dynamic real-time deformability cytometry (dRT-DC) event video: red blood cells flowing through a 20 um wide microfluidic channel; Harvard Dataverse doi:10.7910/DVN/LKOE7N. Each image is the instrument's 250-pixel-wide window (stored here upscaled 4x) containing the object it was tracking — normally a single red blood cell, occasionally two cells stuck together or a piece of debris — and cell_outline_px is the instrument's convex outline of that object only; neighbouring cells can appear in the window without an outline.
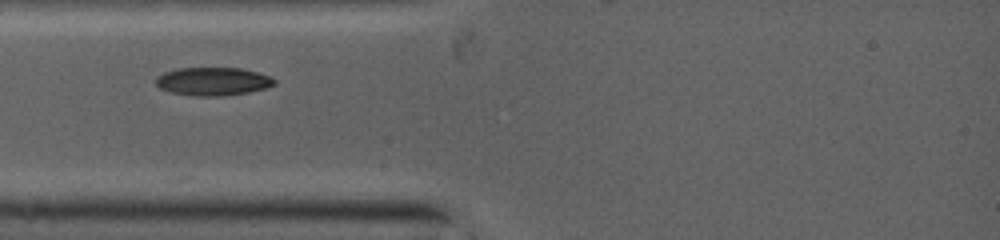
{"species": "common noctule bat (a hibernating species)", "species_latin": "Nyctalus noctula", "temperature_condition": "warm", "stored_images_in_passage": 6, "camera_frame_rate_fps": 5000, "um_per_image_px": 0.085, "animal": {"sex": "female", "body_mass_g": 19.0, "forearm_length_mm": 53.3}, "frame": {"image": 1, "passage_image": 1, "time_ms": 0.0, "image_size_px": [1000, 240], "cell_outline_px": [[276, 84], [264, 88], [248, 92], [220, 96], [196, 96], [172, 92], [160, 88], [156, 84], [156, 76], [164, 72], [180, 68], [240, 68], [256, 72], [268, 76], [276, 80]], "centroid_in_image_um": [18.08, 6.91], "position_along_channel_um": 66.9, "area_um2": 19.25}}
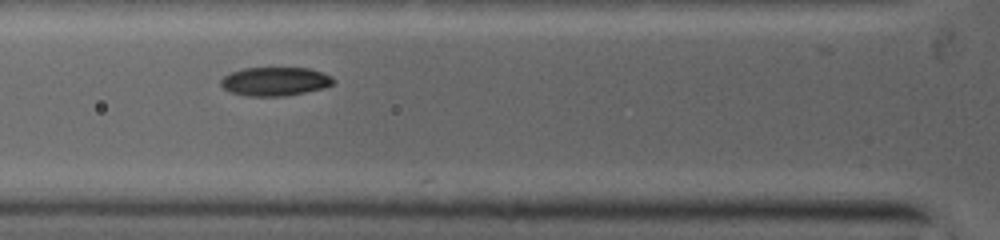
{"frame": {"image": 2, "passage_image": 5, "time_ms": 0.8, "image_size_px": [1000, 240], "cell_outline_px": [[332, 84], [320, 88], [304, 92], [284, 96], [248, 96], [232, 92], [224, 88], [220, 84], [220, 80], [224, 76], [232, 72], [244, 68], [308, 68], [332, 76]], "centroid_in_image_um": [23.33, 6.92], "position_along_channel_um": 102.5, "area_um2": 18.44}}